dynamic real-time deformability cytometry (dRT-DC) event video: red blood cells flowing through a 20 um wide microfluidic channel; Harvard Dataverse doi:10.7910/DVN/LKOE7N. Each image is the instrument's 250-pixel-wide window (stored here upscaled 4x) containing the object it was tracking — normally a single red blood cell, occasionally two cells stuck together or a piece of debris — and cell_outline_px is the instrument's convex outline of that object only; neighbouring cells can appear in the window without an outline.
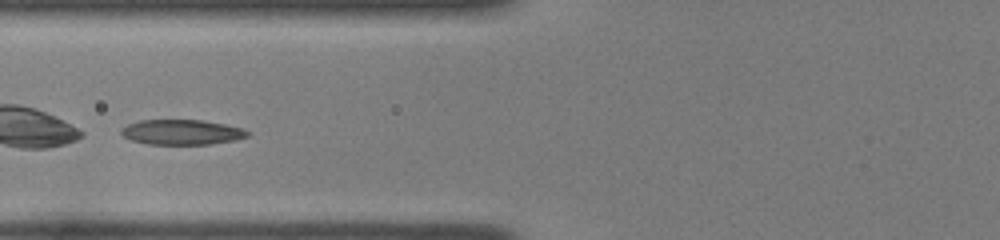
{"species": "common noctule bat (a hibernating species)", "species_latin": "Nyctalus noctula", "temperature_condition": "room temperature", "stored_images_in_passage": 45, "camera_frame_rate_fps": 3000, "um_per_image_px": 0.085, "animal": {"sex": "female", "body_mass_g": 22.0, "forearm_length_mm": 56.7}, "frame": {"image": 1, "passage_image": 17, "time_ms": 5.333, "image_size_px": [1000, 240], "cell_outline_px": [[248, 136], [236, 140], [212, 144], [148, 144], [132, 140], [124, 136], [120, 132], [120, 128], [128, 124], [140, 120], [200, 120], [224, 124], [244, 128], [248, 132]], "centroid_in_image_um": [15.45, 11.23], "position_along_channel_um": 110.3, "area_um2": 18.44}, "authors_computed_cell_mechanics": {"area_um2": 20.0566, "velocity_mm_per_s": 3.9631, "shape_relaxation_time_tau1_ms": null, "shape_relaxation_time_tau2_ms": 1.6849, "deformation_change_tau1": null, "deformation_change_tau2": 0.086}}